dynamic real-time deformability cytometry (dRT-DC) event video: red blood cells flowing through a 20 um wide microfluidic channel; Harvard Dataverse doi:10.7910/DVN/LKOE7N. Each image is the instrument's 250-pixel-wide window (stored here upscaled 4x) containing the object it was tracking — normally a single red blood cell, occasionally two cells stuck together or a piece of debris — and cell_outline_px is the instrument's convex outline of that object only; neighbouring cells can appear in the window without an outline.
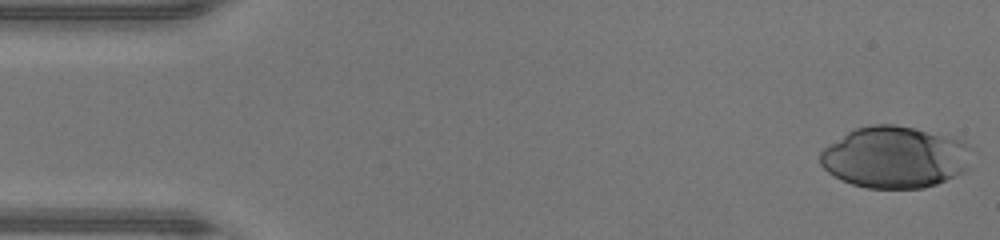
{"species": "human", "species_latin": "Homo sapiens", "temperature_condition": "warm", "stored_images_in_passage": 46, "camera_frame_rate_fps": 3000, "um_per_image_px": 0.085, "donor": {"sex": "male"}, "frame": {"image": 1, "passage_image": 1, "time_ms": 0.0, "image_size_px": [1000, 240], "cell_outline_px": [[972, 148], [968, 168], [964, 172], [936, 184], [924, 188], [868, 188], [852, 184], [840, 180], [832, 176], [820, 164], [820, 152], [828, 144], [848, 132], [856, 128], [872, 124], [896, 124], [956, 136], [964, 140]], "centroid_in_image_um": [76.1, 13.34], "position_along_channel_um": 8.9, "area_um2": 55.26}}
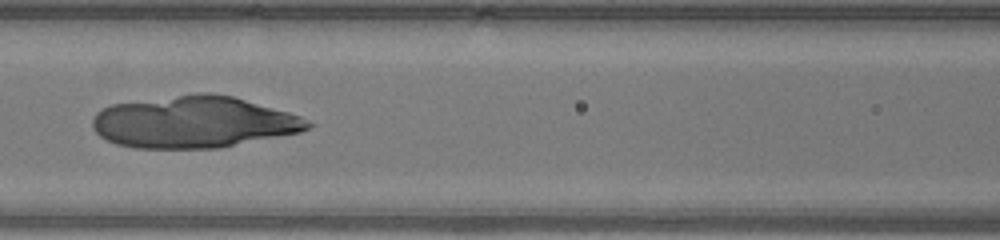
{"frame": {"image": 2, "passage_image": 20, "time_ms": 6.333, "image_size_px": [1000, 240], "cell_outline_px": [[316, 124], [312, 128], [300, 132], [220, 148], [136, 148], [116, 144], [100, 136], [92, 128], [92, 120], [96, 112], [112, 104], [196, 92], [212, 92], [232, 96], [288, 112], [300, 116]], "centroid_in_image_um": [16.48, 10.37], "position_along_channel_um": 150.1, "area_um2": 65.2}}
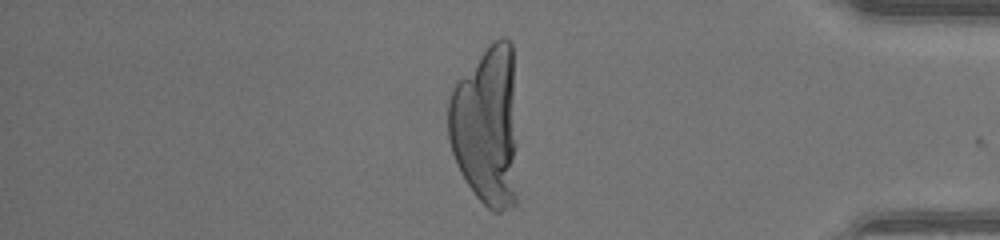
{"frame": {"image": 3, "passage_image": 39, "time_ms": 12.667, "image_size_px": [1000, 240], "cell_outline_px": [[516, 204], [512, 208], [500, 212], [492, 212], [476, 196], [464, 180], [456, 164], [452, 152], [448, 136], [448, 100], [452, 88], [456, 80], [492, 40], [500, 36], [504, 36], [512, 44], [516, 144]], "centroid_in_image_um": [41.34, 10.72], "position_along_channel_um": 393.9, "area_um2": 65.95}}